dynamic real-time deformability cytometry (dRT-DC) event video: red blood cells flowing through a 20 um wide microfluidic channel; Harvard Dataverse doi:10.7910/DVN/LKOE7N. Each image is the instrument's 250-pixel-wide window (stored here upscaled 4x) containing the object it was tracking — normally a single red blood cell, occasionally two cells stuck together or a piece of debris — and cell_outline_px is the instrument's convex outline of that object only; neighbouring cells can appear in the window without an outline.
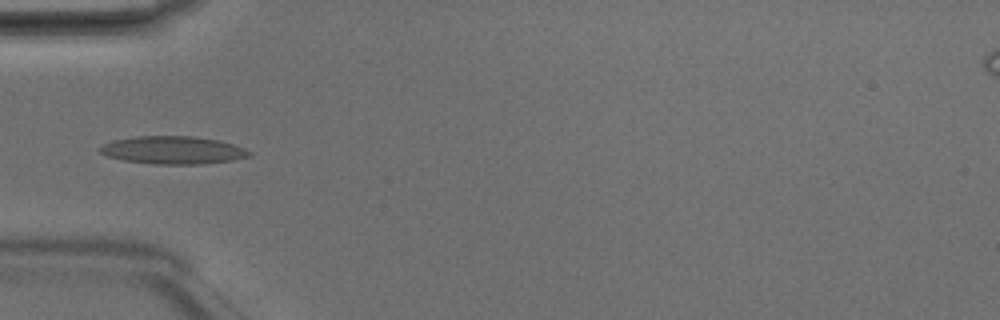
{"species": "Egyptian fruit bat (a non-hibernating species)", "species_latin": "Rousettus aegyptiacus", "temperature_condition": "room temperature", "stored_images_in_passage": 5, "camera_frame_rate_fps": 3000, "um_per_image_px": 0.085, "animal": {"sex": "male"}, "frame": {"image": 1, "passage_image": 5, "time_ms": 1.333, "image_size_px": [1000, 320], "cell_outline_px": [[252, 152], [248, 156], [232, 160], [200, 164], [156, 164], [124, 160], [108, 156], [100, 152], [96, 148], [100, 144], [112, 140], [136, 136], [192, 136], [220, 140], [244, 148]], "centroid_in_image_um": [14.64, 12.75], "position_along_channel_um": 70.4, "area_um2": 24.22}}